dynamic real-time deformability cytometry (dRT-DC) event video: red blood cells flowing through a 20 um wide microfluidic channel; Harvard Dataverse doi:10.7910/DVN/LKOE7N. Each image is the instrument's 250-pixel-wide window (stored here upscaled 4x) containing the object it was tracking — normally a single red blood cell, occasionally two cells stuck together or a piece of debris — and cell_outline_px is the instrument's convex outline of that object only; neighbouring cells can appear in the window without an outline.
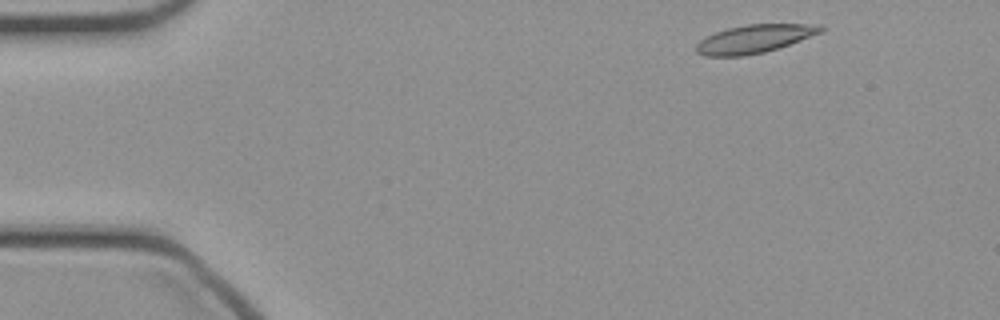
{"species": "common noctule bat (a hibernating species)", "species_latin": "Nyctalus noctula", "temperature_condition": "cold", "stored_images_in_passage": 44, "camera_frame_rate_fps": 3000, "um_per_image_px": 0.085, "animal": {"sex": "female", "body_mass_g": 21.9}, "frame": {"image": 1, "passage_image": 2, "time_ms": 0.333, "image_size_px": [1000, 320], "cell_outline_px": [[824, 32], [764, 52], [744, 56], [708, 56], [696, 52], [696, 44], [700, 40], [716, 32], [728, 28], [748, 24], [820, 24], [824, 28]], "centroid_in_image_um": [64.14, 3.29], "position_along_channel_um": 20.9, "area_um2": 20.29}}
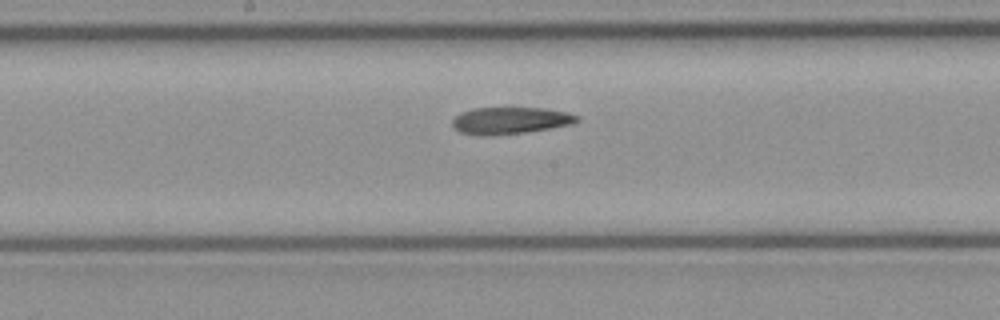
{"frame": {"image": 2, "passage_image": 21, "time_ms": 6.667, "image_size_px": [1000, 320], "cell_outline_px": [[580, 120], [572, 124], [552, 128], [528, 132], [492, 136], [480, 136], [460, 132], [452, 124], [452, 120], [460, 112], [472, 108], [540, 108], [568, 112], [580, 116]], "centroid_in_image_um": [43.38, 10.25], "position_along_channel_um": 204.8, "area_um2": 19.77}}
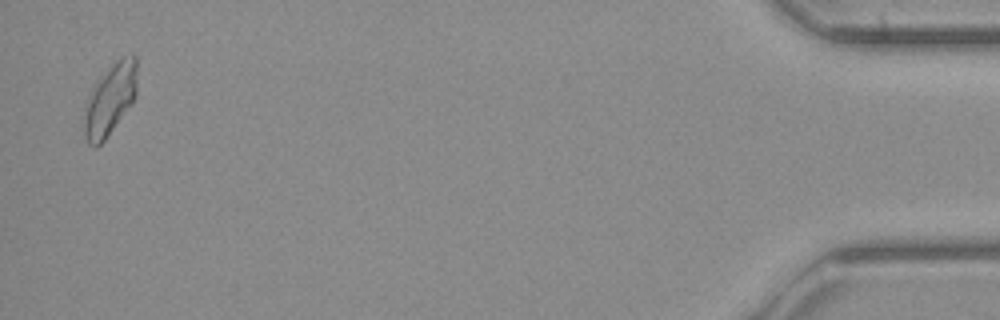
{"frame": {"image": 3, "passage_image": 43, "time_ms": 14.0, "image_size_px": [1000, 320], "cell_outline_px": [[136, 96], [104, 140], [96, 148], [88, 144], [84, 136], [84, 108], [88, 96], [96, 80], [112, 64], [124, 56], [132, 52], [136, 56]], "centroid_in_image_um": [9.33, 8.44], "position_along_channel_um": 425.9, "area_um2": 21.85}}